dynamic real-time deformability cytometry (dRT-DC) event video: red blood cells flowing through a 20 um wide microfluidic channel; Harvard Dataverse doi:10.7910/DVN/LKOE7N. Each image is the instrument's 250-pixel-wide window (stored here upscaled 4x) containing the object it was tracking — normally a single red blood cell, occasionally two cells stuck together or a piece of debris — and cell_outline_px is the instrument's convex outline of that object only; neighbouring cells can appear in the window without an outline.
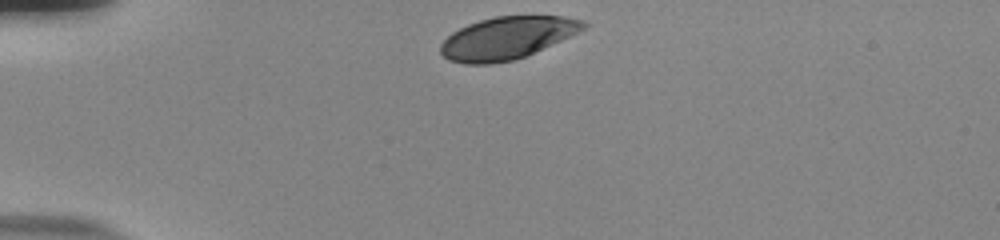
{"species": "human", "species_latin": "Homo sapiens", "temperature_condition": "room temperature", "stored_images_in_passage": 34, "camera_frame_rate_fps": 3000, "um_per_image_px": 0.085, "donor": {"sex": "male"}, "frame": {"image": 1, "passage_image": 1, "time_ms": 0.0, "image_size_px": [1000, 240], "cell_outline_px": [[588, 24], [584, 28], [560, 40], [524, 56], [512, 60], [488, 64], [464, 64], [448, 60], [440, 52], [440, 44], [452, 32], [468, 24], [480, 20], [496, 16], [564, 16], [584, 20]], "centroid_in_image_um": [43.05, 3.22], "position_along_channel_um": 42.0, "area_um2": 34.8}}
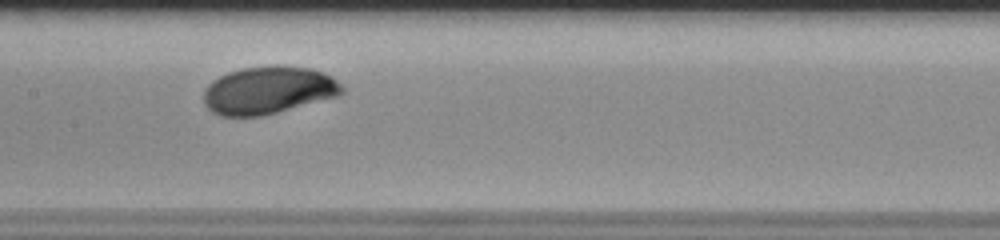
{"frame": {"image": 2, "passage_image": 16, "time_ms": 5.0, "image_size_px": [1000, 240], "cell_outline_px": [[344, 92], [340, 96], [260, 116], [220, 116], [212, 112], [204, 104], [204, 88], [212, 80], [228, 72], [240, 68], [272, 64], [280, 64], [312, 68], [324, 72], [332, 76], [344, 88]], "centroid_in_image_um": [22.82, 7.64], "position_along_channel_um": 184.6, "area_um2": 38.96}}
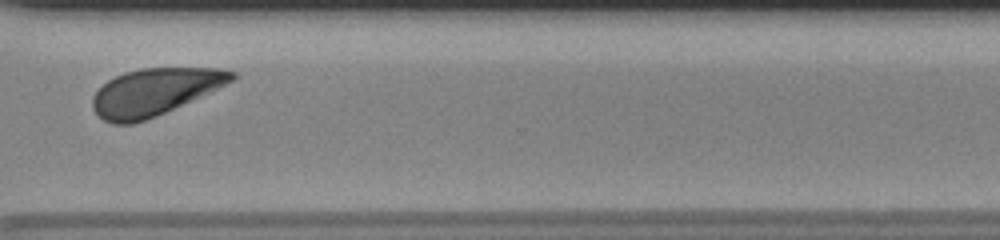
{"frame": {"image": 3, "passage_image": 30, "time_ms": 9.667, "image_size_px": [1000, 240], "cell_outline_px": [[236, 76], [232, 80], [216, 88], [156, 116], [132, 124], [112, 124], [104, 120], [92, 108], [92, 96], [108, 80], [124, 72], [140, 68], [224, 68], [236, 72]], "centroid_in_image_um": [13.09, 7.8], "position_along_channel_um": 357.5, "area_um2": 37.45}, "authors_computed_cell_mechanics": {"area_um2": 38.3503, "velocity_mm_per_s": 3.6971, "shape_relaxation_time_tau1_ms": 2.4664, "shape_relaxation_time_tau2_ms": null, "deformation_change_tau1": 0.1378, "deformation_change_tau2": null}}